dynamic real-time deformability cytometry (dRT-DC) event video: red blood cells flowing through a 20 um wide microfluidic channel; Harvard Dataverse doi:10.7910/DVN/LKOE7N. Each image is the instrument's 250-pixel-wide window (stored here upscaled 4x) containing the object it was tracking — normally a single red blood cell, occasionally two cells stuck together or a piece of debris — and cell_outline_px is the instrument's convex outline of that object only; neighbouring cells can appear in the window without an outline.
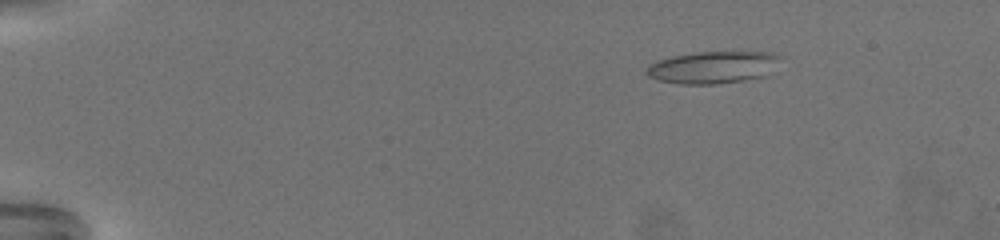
{"species": "common noctule bat (a hibernating species)", "species_latin": "Nyctalus noctula", "temperature_condition": "warm", "stored_images_in_passage": 68, "camera_frame_rate_fps": 3000, "um_per_image_px": 0.085, "animal": {"sex": "female", "body_mass_g": 19.5, "forearm_length_mm": 54.1}, "frame": {"image": 1, "passage_image": 11, "time_ms": 3.333, "image_size_px": [1000, 240], "cell_outline_px": [[784, 56], [768, 76], [744, 80], [716, 84], [676, 84], [656, 80], [648, 76], [644, 72], [644, 68], [648, 64], [672, 56], [696, 52], [776, 52]], "centroid_in_image_um": [60.62, 5.72], "position_along_channel_um": 24.4, "area_um2": 25.66}}
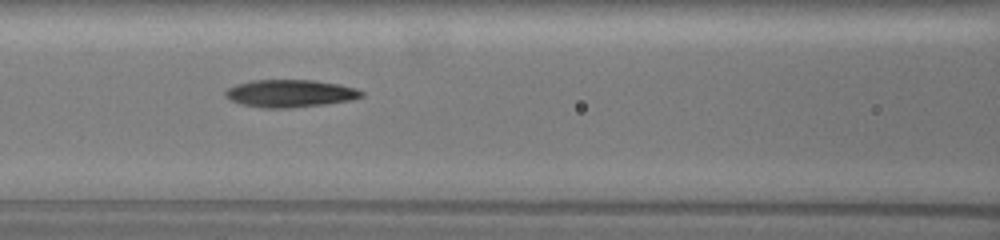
{"frame": {"image": 2, "passage_image": 33, "time_ms": 10.667, "image_size_px": [1000, 240], "cell_outline_px": [[364, 96], [352, 100], [324, 104], [292, 108], [260, 108], [240, 104], [224, 96], [224, 92], [228, 88], [236, 84], [252, 80], [316, 80], [340, 84], [356, 88], [364, 92]], "centroid_in_image_um": [24.67, 7.94], "position_along_channel_um": 141.9, "area_um2": 22.08}}
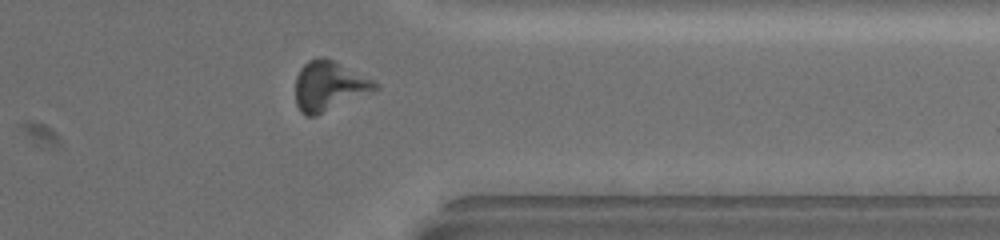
{"frame": {"image": 3, "passage_image": 56, "time_ms": 18.333, "image_size_px": [1000, 240], "cell_outline_px": [[380, 88], [316, 116], [304, 116], [300, 112], [296, 104], [296, 76], [300, 68], [308, 60], [320, 56], [324, 56], [336, 60], [380, 84]], "centroid_in_image_um": [27.96, 7.29], "position_along_channel_um": 383.4, "area_um2": 23.29}, "authors_computed_cell_mechanics": {"area_um2": 22.253, "velocity_mm_per_s": 3.1977, "shape_relaxation_time_tau1_ms": 5.2639, "shape_relaxation_time_tau2_ms": 5.4581, "deformation_change_tau1": 0.1542, "deformation_change_tau2": 0.1667}}